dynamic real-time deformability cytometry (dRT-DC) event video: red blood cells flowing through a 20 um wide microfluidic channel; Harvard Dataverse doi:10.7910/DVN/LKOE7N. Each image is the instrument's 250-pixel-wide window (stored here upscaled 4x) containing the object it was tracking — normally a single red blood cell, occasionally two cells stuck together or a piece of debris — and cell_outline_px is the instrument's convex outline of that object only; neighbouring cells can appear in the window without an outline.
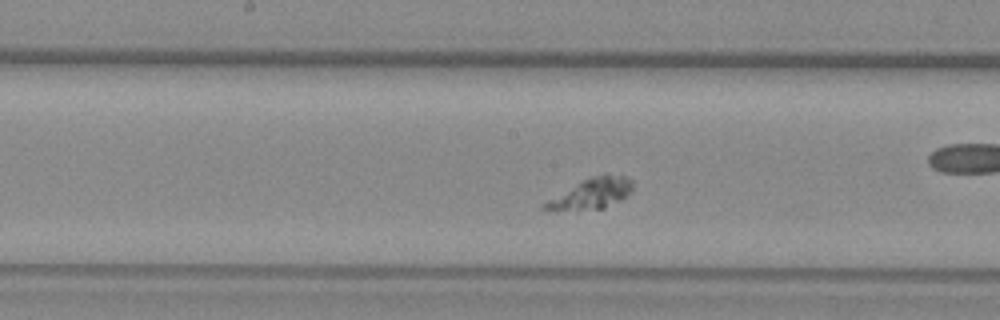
{"species": "common noctule bat (a hibernating species)", "species_latin": "Nyctalus noctula", "temperature_condition": "warm", "stored_images_in_passage": 30, "camera_frame_rate_fps": 3000, "um_per_image_px": 0.085, "animal": {"sex": "female", "body_mass_g": 29.2, "forearm_length_mm": 56.3}, "frame": {"image": 1, "passage_image": 17, "time_ms": 5.333, "image_size_px": [1000, 320], "cell_outline_px": [[632, 188], [620, 200], [604, 208], [556, 212], [540, 208], [540, 204], [580, 180], [592, 176], [608, 172], [624, 176], [632, 180]], "centroid_in_image_um": [50.17, 16.46], "position_along_channel_um": 198.0, "area_um2": 16.07}}